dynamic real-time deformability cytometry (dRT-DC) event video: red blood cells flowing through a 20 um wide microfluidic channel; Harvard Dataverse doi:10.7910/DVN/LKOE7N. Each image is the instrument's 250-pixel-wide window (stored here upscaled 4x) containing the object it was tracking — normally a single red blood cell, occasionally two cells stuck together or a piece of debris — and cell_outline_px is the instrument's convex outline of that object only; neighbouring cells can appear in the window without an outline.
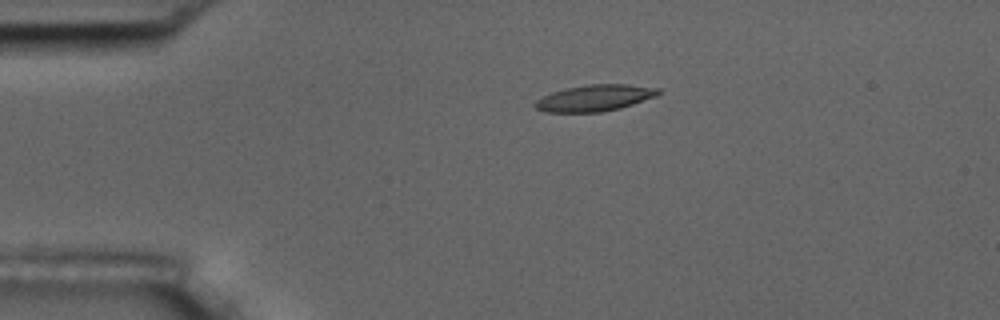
{"species": "common noctule bat (a hibernating species)", "species_latin": "Nyctalus noctula", "temperature_condition": "room temperature", "stored_images_in_passage": 9, "camera_frame_rate_fps": 3000, "um_per_image_px": 0.085, "animal": {"sex": "male", "body_mass_g": 17.5, "forearm_length_mm": 52.3}, "frame": {"image": 1, "passage_image": 4, "time_ms": 1.0, "image_size_px": [1000, 320], "cell_outline_px": [[660, 92], [656, 96], [620, 108], [600, 112], [548, 112], [536, 108], [532, 104], [536, 100], [552, 92], [564, 88], [588, 84], [628, 84], [660, 88]], "centroid_in_image_um": [50.54, 8.32], "position_along_channel_um": 34.5, "area_um2": 18.9}}
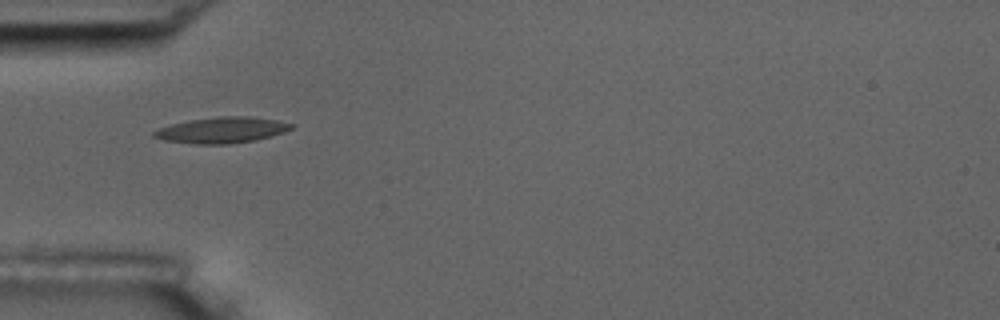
{"frame": {"image": 2, "passage_image": 6, "time_ms": 1.667, "image_size_px": [1000, 320], "cell_outline_px": [[296, 124], [292, 128], [284, 132], [272, 136], [256, 140], [228, 144], [196, 144], [164, 140], [152, 136], [152, 132], [160, 128], [172, 124], [188, 120], [220, 116], [252, 116], [276, 120]], "centroid_in_image_um": [18.89, 11.05], "position_along_channel_um": 66.1, "area_um2": 20.81}}
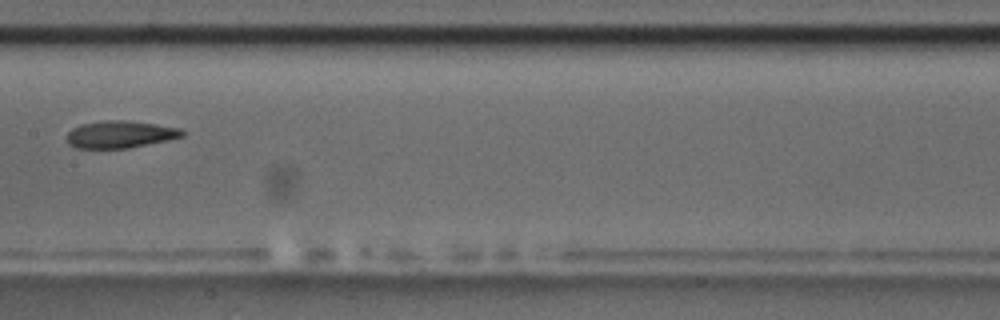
{"frame": {"image": 3, "passage_image": 9, "time_ms": 2.667, "image_size_px": [1000, 320], "cell_outline_px": [[184, 136], [168, 140], [128, 148], [76, 148], [68, 144], [68, 132], [72, 128], [80, 124], [104, 120], [124, 120], [156, 124], [180, 128], [184, 132]], "centroid_in_image_um": [10.21, 11.42], "position_along_channel_um": 197.2, "area_um2": 18.26}}